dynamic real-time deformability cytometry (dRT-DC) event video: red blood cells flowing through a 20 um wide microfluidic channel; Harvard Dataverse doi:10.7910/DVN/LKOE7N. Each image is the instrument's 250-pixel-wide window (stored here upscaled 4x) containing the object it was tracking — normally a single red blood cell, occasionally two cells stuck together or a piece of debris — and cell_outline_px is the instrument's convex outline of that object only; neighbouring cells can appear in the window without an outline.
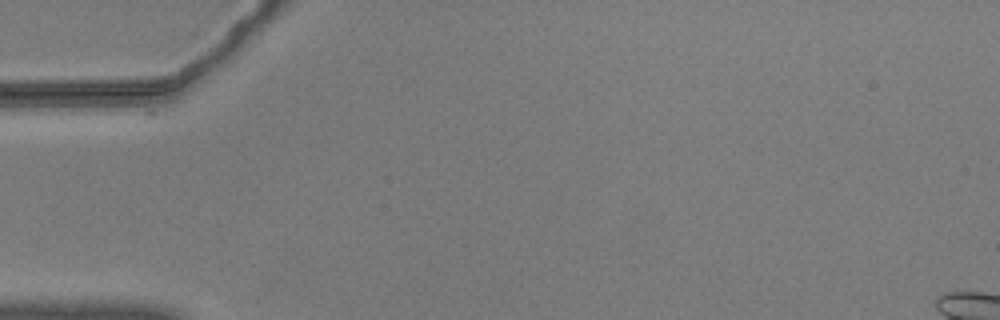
{"species": "common noctule bat (a hibernating species)", "species_latin": "Nyctalus noctula", "temperature_condition": "warm", "stored_images_in_passage": 2, "camera_frame_rate_fps": 3000, "um_per_image_px": 0.085, "animal": {"sex": "male", "body_mass_g": 20.5, "forearm_length_mm": 52.5}, "frame": {"image": 1, "passage_image": 1, "time_ms": 0.0, "image_size_px": [1000, 320], "cell_outline_px": [[160, 100], [156, 112], [144, 112], [52, 104], [52, 100], [60, 84], [80, 84]], "centroid_in_image_um": [8.71, 8.4], "position_along_channel_um": 76.3, "area_um2": 13.93}}